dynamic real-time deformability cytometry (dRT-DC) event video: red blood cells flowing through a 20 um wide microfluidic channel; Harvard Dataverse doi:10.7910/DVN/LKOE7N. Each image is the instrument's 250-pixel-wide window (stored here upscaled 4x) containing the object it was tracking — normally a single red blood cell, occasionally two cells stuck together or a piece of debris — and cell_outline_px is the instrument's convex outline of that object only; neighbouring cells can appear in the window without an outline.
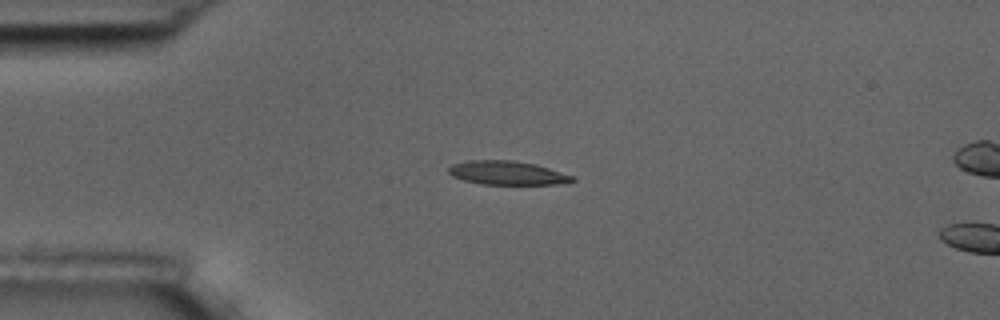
{"species": "common noctule bat (a hibernating species)", "species_latin": "Nyctalus noctula", "temperature_condition": "room temperature", "stored_images_in_passage": 4, "camera_frame_rate_fps": 3000, "um_per_image_px": 0.085, "animal": {"sex": "male", "body_mass_g": 17.5, "forearm_length_mm": 52.3}, "frame": {"image": 1, "passage_image": 3, "time_ms": 3.333, "image_size_px": [1000, 320], "cell_outline_px": [[576, 180], [556, 184], [480, 184], [464, 180], [452, 176], [448, 172], [448, 168], [452, 164], [468, 160], [512, 160], [536, 164], [576, 176]], "centroid_in_image_um": [43.12, 14.69], "position_along_channel_um": 41.9, "area_um2": 17.22}}